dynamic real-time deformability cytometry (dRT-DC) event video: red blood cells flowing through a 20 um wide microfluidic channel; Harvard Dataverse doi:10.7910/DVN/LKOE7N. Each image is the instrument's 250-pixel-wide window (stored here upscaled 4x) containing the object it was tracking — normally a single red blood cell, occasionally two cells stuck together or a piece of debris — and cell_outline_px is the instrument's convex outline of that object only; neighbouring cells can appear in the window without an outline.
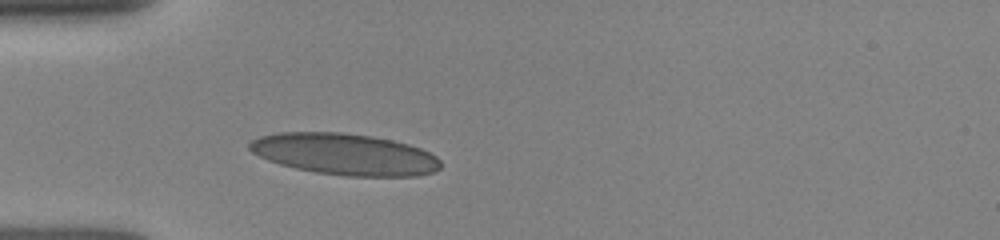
{"species": "human", "species_latin": "Homo sapiens", "temperature_condition": "room temperature", "stored_images_in_passage": 1, "camera_frame_rate_fps": 3000, "um_per_image_px": 0.085, "donor": {"sex": "female"}, "frame": {"image": 1, "passage_image": 1, "time_ms": 0.0, "image_size_px": [1000, 240], "cell_outline_px": [[440, 168], [432, 172], [416, 176], [344, 176], [316, 172], [296, 168], [280, 164], [268, 160], [252, 152], [248, 148], [248, 144], [252, 140], [260, 136], [280, 132], [340, 132], [372, 136], [392, 140], [408, 144], [420, 148], [436, 156], [440, 160]], "centroid_in_image_um": [29.29, 13.1], "position_along_channel_um": 55.7, "area_um2": 46.07}}